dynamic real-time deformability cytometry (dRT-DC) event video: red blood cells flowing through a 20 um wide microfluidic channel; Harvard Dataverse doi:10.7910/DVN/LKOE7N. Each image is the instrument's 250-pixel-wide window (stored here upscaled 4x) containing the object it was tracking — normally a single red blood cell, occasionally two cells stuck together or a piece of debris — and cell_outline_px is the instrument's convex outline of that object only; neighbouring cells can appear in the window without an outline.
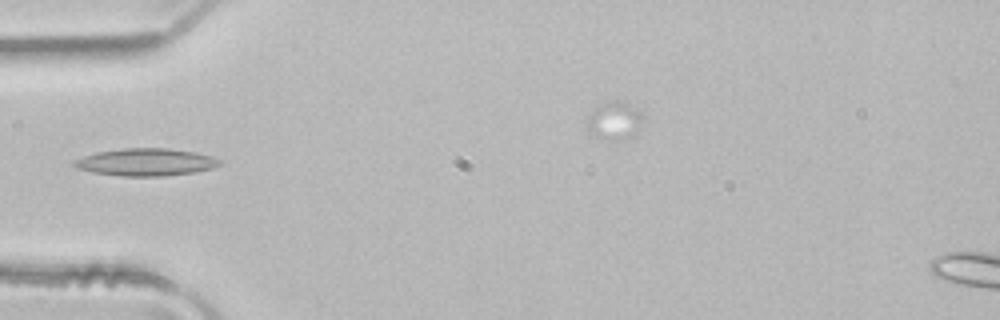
{"species": "common noctule bat (a hibernating species)", "species_latin": "Nyctalus noctula", "temperature_condition": "room temperature", "stored_images_in_passage": 4, "segment_of_instrument_passage": [1, 2], "camera_frame_rate_fps": 3000, "um_per_image_px": 0.085, "animal": {"sex": "male", "body_mass_g": 21.5, "forearm_length_mm": 52.0}, "frame": {"image": 1, "passage_image": 3, "time_ms": 0.667, "image_size_px": [1000, 320], "cell_outline_px": [[220, 164], [212, 168], [196, 172], [164, 176], [120, 176], [92, 172], [76, 168], [72, 164], [72, 160], [96, 152], [124, 148], [168, 148], [192, 152], [212, 156], [220, 160]], "centroid_in_image_um": [12.35, 13.78], "position_along_channel_um": 72.6, "area_um2": 23.24}}